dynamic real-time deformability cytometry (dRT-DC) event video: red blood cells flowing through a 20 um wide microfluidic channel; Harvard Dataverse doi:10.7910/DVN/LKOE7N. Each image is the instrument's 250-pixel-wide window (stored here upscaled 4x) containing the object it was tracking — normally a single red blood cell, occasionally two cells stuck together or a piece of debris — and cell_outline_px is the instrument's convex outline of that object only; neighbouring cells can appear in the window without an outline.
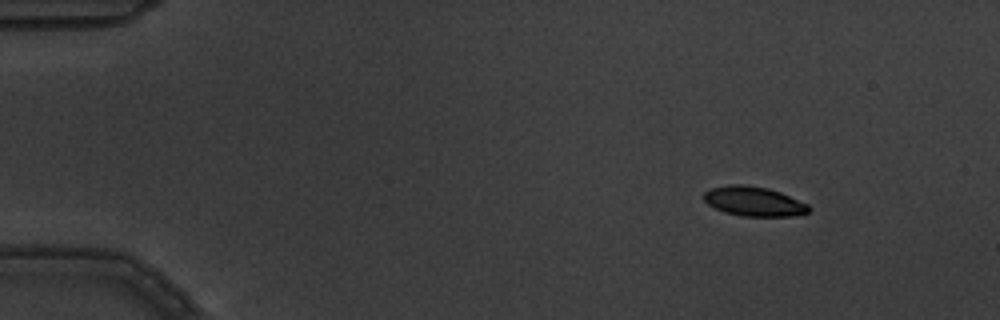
{"species": "common noctule bat (a hibernating species)", "species_latin": "Nyctalus noctula", "temperature_condition": "warm", "stored_images_in_passage": 5, "camera_frame_rate_fps": 3000, "um_per_image_px": 0.085, "animal": {"sex": "male", "body_mass_g": 19.5, "forearm_length_mm": 54.6}, "frame": {"image": 1, "passage_image": 1, "time_ms": 0.0, "image_size_px": [1000, 320], "cell_outline_px": [[812, 208], [808, 212], [792, 216], [740, 216], [724, 212], [708, 204], [704, 200], [704, 192], [708, 188], [732, 184], [744, 184], [768, 188], [780, 192], [808, 204]], "centroid_in_image_um": [64.06, 17.11], "position_along_channel_um": 20.9, "area_um2": 18.15}}